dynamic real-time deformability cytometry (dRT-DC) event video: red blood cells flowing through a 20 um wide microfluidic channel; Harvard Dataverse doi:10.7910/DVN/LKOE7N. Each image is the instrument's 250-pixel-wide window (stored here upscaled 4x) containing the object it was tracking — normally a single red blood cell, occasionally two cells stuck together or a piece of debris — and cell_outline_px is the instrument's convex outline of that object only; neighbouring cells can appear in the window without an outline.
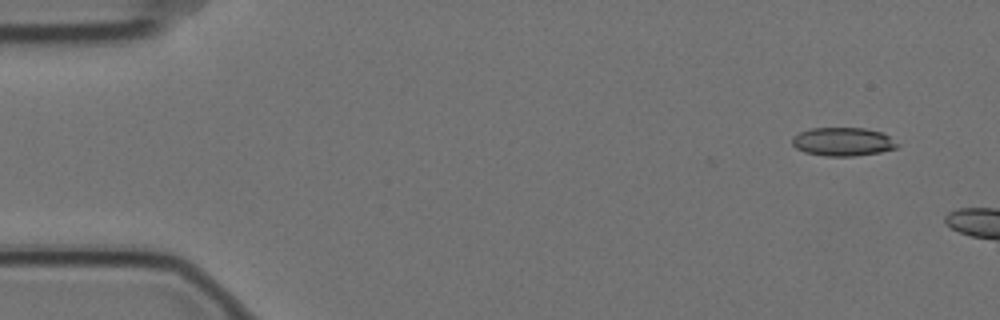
{"species": "Egyptian fruit bat (a non-hibernating species)", "species_latin": "Rousettus aegyptiacus", "temperature_condition": "cold", "stored_images_in_passage": 3, "camera_frame_rate_fps": 3000, "um_per_image_px": 0.085, "animal": {"sex": "female"}, "frame": {"image": 1, "passage_image": 1, "time_ms": 0.0, "image_size_px": [1000, 320], "cell_outline_px": [[900, 144], [896, 148], [880, 152], [852, 156], [824, 156], [804, 152], [796, 148], [792, 144], [792, 136], [808, 128], [864, 128], [884, 132]], "centroid_in_image_um": [71.64, 12.04], "position_along_channel_um": 13.4, "area_um2": 17.63}}